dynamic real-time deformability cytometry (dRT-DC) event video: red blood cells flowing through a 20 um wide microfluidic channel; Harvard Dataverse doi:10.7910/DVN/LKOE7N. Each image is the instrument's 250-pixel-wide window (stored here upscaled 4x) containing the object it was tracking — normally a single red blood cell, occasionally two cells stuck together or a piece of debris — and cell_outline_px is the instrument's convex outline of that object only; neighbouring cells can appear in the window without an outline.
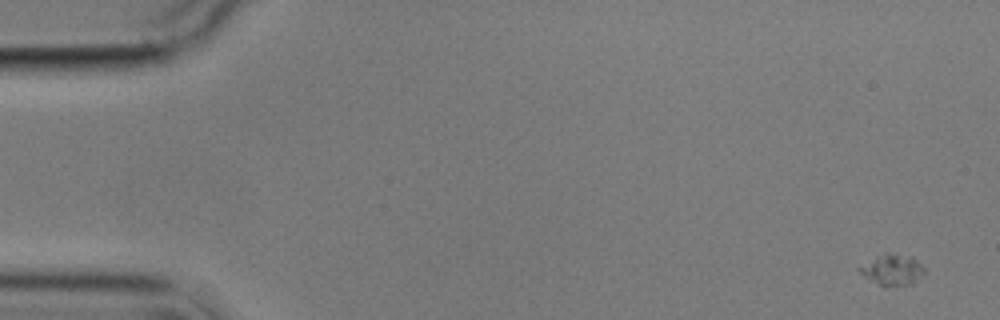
{"species": "common noctule bat (a hibernating species)", "species_latin": "Nyctalus noctula", "temperature_condition": "cold", "stored_images_in_passage": 5, "camera_frame_rate_fps": 3000, "um_per_image_px": 0.085, "animal": {"sex": "male", "body_mass_g": 17.9}, "frame": {"image": 1, "passage_image": 1, "time_ms": 0.0, "image_size_px": [1000, 320], "cell_outline_px": [[924, 272], [912, 284], [884, 288], [864, 276], [856, 268], [876, 256], [884, 252], [888, 252], [912, 256], [924, 268]], "centroid_in_image_um": [75.82, 22.93], "position_along_channel_um": 9.2, "area_um2": 11.85}}
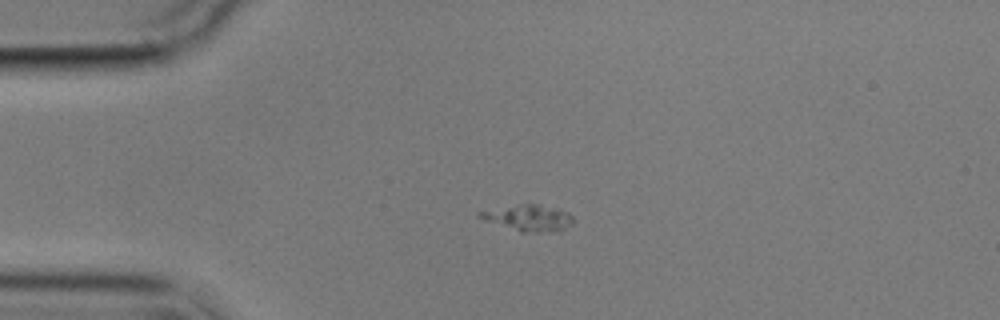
{"frame": {"image": 2, "passage_image": 4, "time_ms": 3.667, "image_size_px": [1000, 320], "cell_outline_px": [[576, 220], [572, 224], [564, 228], [552, 232], [520, 232], [484, 220], [476, 216], [476, 212], [524, 204], [540, 204], [556, 208], [568, 212]], "centroid_in_image_um": [44.95, 18.53], "position_along_channel_um": 40.1, "area_um2": 14.22}}